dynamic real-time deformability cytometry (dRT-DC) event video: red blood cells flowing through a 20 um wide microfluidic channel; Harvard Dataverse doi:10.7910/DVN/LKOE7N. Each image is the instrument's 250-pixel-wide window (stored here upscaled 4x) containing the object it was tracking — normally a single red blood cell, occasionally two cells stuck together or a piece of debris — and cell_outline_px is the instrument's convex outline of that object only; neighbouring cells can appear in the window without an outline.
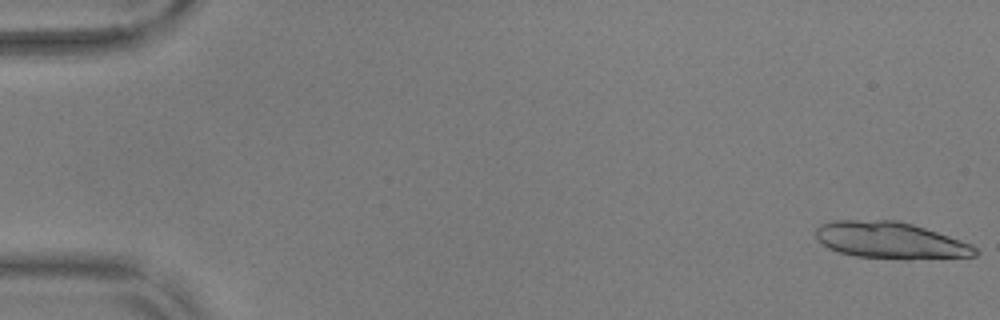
{"species": "common noctule bat (a hibernating species)", "species_latin": "Nyctalus noctula", "temperature_condition": "warm", "stored_images_in_passage": 55, "camera_frame_rate_fps": 3000, "um_per_image_px": 0.085, "animal": {"sex": "male", "body_mass_g": 17.9, "forearm_length_mm": 54.2}, "frame": {"image": 1, "passage_image": 1, "time_ms": 0.0, "image_size_px": [1000, 320], "cell_outline_px": [[980, 252], [976, 256], [908, 260], [904, 260], [856, 256], [836, 252], [828, 248], [816, 240], [816, 228], [820, 224], [832, 220], [896, 220], [912, 224], [972, 244]], "centroid_in_image_um": [75.66, 20.44], "position_along_channel_um": 9.3, "area_um2": 34.45}, "authors_computed_cell_mechanics": {"area_um2": 21.5016, "velocity_mm_per_s": 3.7017, "shape_relaxation_time_tau1_ms": null, "shape_relaxation_time_tau2_ms": 3.7393, "deformation_change_tau1": null, "deformation_change_tau2": 0.1183}}